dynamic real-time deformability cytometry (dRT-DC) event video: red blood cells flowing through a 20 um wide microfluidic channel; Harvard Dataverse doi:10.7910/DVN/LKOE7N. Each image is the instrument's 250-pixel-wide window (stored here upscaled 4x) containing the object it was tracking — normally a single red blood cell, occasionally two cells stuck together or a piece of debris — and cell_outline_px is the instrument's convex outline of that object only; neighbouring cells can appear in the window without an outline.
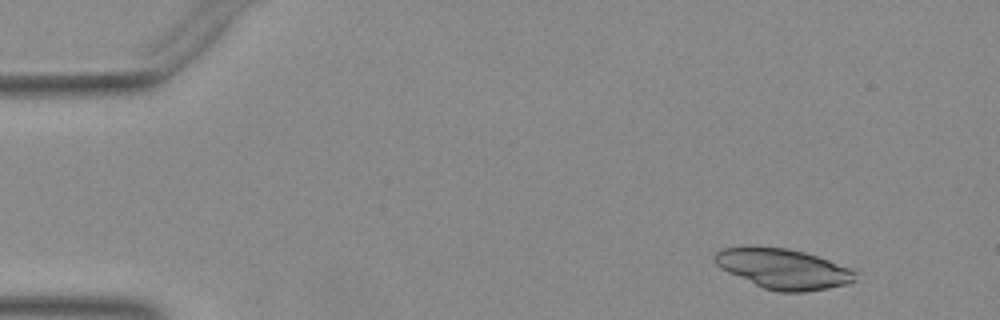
{"species": "Egyptian fruit bat (a non-hibernating species)", "species_latin": "Rousettus aegyptiacus", "temperature_condition": "warm", "stored_images_in_passage": 47, "camera_frame_rate_fps": 3000, "um_per_image_px": 0.085, "animal": {"sex": "female"}, "frame": {"image": 1, "passage_image": 1, "time_ms": 0.0, "image_size_px": [1000, 320], "cell_outline_px": [[856, 280], [844, 284], [828, 288], [804, 292], [780, 292], [764, 288], [728, 272], [720, 268], [716, 264], [712, 256], [720, 248], [744, 244], [752, 244], [788, 248], [804, 252], [852, 268], [856, 272]], "centroid_in_image_um": [66.5, 22.8], "position_along_channel_um": 18.5, "area_um2": 33.41}}